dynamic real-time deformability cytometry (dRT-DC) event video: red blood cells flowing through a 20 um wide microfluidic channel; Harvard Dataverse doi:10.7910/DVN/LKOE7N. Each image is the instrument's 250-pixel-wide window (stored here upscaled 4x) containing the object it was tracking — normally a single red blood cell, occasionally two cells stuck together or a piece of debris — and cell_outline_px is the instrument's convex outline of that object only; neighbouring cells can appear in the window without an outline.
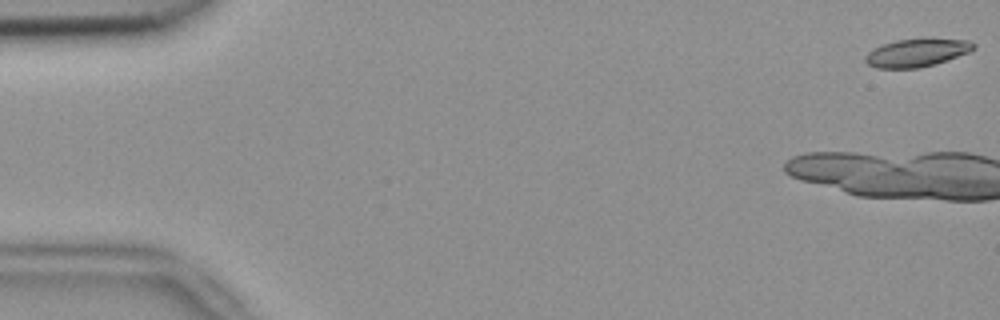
{"species": "common noctule bat (a hibernating species)", "species_latin": "Nyctalus noctula", "temperature_condition": "room temperature", "stored_images_in_passage": 16, "camera_frame_rate_fps": 3000, "um_per_image_px": 0.085, "animal": {"sex": "female", "body_mass_g": 18.4}, "frame": {"image": 1, "passage_image": 1, "time_ms": 0.0, "image_size_px": [1000, 320], "cell_outline_px": [[976, 48], [968, 52], [920, 68], [876, 68], [868, 64], [864, 60], [864, 56], [872, 48], [880, 44], [896, 40], [924, 36], [968, 40], [976, 44]], "centroid_in_image_um": [77.9, 4.43], "position_along_channel_um": 7.1, "area_um2": 18.21}}